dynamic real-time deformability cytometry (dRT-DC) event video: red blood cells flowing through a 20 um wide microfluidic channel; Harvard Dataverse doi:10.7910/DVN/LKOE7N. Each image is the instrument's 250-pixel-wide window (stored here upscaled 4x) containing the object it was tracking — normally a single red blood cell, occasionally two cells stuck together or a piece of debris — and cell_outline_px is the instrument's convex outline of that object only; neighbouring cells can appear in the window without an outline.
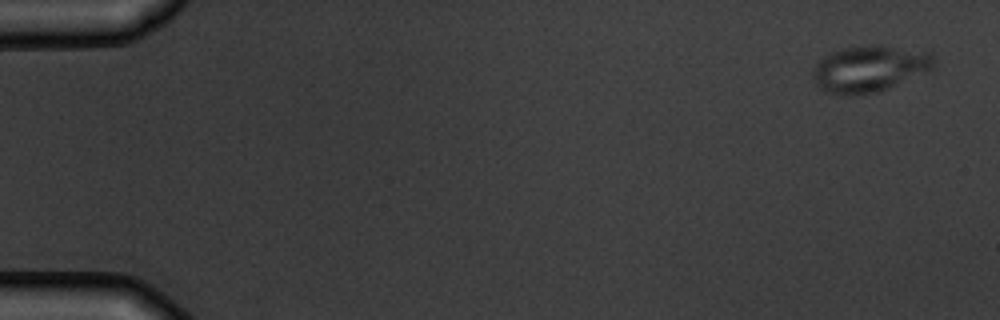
{"species": "common noctule bat (a hibernating species)", "species_latin": "Nyctalus noctula", "temperature_condition": "warm", "stored_images_in_passage": 6, "camera_frame_rate_fps": 3000, "um_per_image_px": 0.085, "animal": {"sex": "male", "body_mass_g": 19.5, "forearm_length_mm": 54.6}, "frame": {"image": 1, "passage_image": 1, "time_ms": 0.0, "image_size_px": [1000, 320], "cell_outline_px": [[936, 68], [880, 92], [840, 96], [816, 88], [812, 80], [812, 68], [820, 60], [832, 52], [848, 48], [892, 48], [932, 52], [936, 56]], "centroid_in_image_um": [73.91, 5.92], "position_along_channel_um": 11.1, "area_um2": 32.31}}